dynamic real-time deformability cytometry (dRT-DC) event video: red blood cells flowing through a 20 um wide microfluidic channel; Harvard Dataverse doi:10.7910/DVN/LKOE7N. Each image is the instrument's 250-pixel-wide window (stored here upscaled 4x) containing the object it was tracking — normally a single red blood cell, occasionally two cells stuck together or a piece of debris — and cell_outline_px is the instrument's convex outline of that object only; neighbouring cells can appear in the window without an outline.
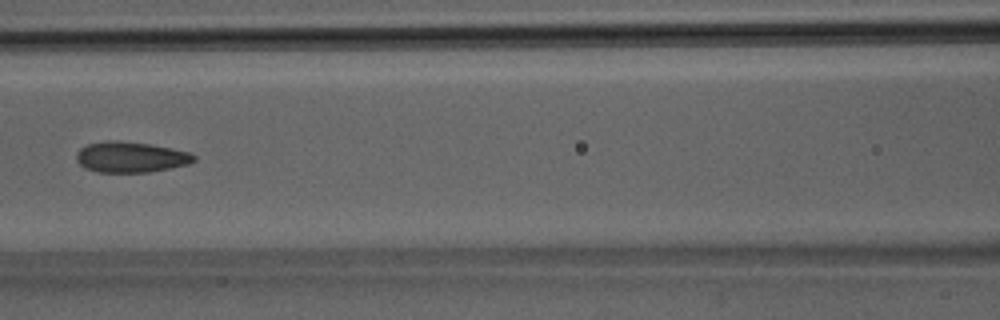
{"species": "Egyptian fruit bat (a non-hibernating species)", "species_latin": "Rousettus aegyptiacus", "temperature_condition": "room temperature", "stored_images_in_passage": 35, "camera_frame_rate_fps": 3000, "um_per_image_px": 0.085, "animal": {"sex": "male"}, "frame": {"image": 1, "passage_image": 14, "time_ms": 4.333, "image_size_px": [1000, 320], "cell_outline_px": [[196, 160], [188, 164], [148, 172], [100, 172], [84, 168], [76, 160], [76, 152], [80, 148], [88, 144], [112, 140], [116, 140], [148, 144], [172, 148], [188, 152], [196, 156]], "centroid_in_image_um": [11.09, 13.35], "position_along_channel_um": 155.5, "area_um2": 20.87}}
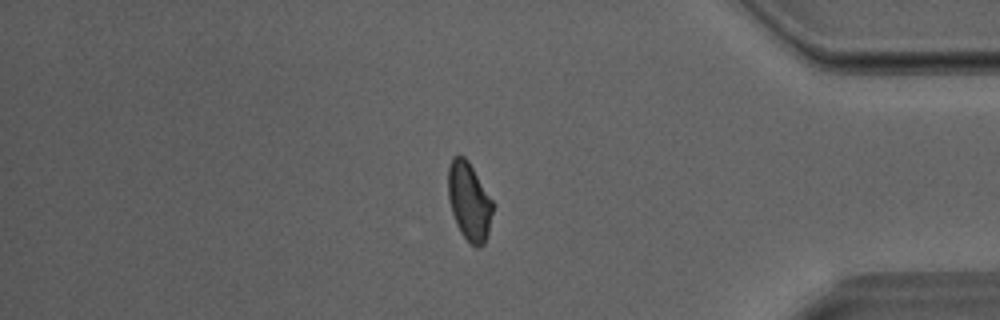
{"frame": {"image": 2, "passage_image": 29, "time_ms": 9.333, "image_size_px": [1000, 320], "cell_outline_px": [[492, 212], [488, 232], [484, 244], [480, 248], [476, 248], [460, 232], [456, 224], [452, 212], [448, 196], [448, 168], [452, 156], [464, 156], [468, 160], [492, 200]], "centroid_in_image_um": [39.86, 17.11], "position_along_channel_um": 395.3, "area_um2": 20.11}}
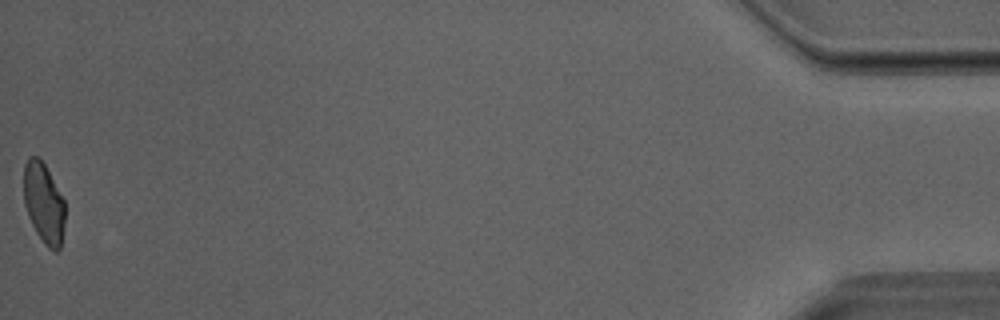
{"frame": {"image": 3, "passage_image": 35, "time_ms": 11.333, "image_size_px": [1000, 320], "cell_outline_px": [[64, 224], [60, 248], [56, 252], [48, 248], [44, 244], [36, 232], [28, 216], [24, 204], [24, 164], [28, 156], [36, 156], [44, 164], [64, 200]], "centroid_in_image_um": [3.7, 17.28], "position_along_channel_um": 431.5, "area_um2": 19.19}}